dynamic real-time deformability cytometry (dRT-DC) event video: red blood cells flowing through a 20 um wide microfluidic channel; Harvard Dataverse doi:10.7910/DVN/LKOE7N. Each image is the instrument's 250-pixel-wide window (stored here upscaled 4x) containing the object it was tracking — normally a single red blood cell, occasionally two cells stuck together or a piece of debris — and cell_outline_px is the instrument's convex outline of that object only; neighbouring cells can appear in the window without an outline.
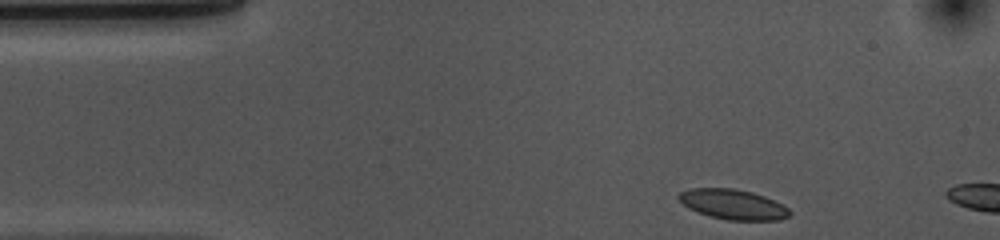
{"species": "common noctule bat (a hibernating species)", "species_latin": "Nyctalus noctula", "temperature_condition": "cold", "stored_images_in_passage": 4, "camera_frame_rate_fps": 3000, "um_per_image_px": 0.085, "animal": {"sex": "female", "body_mass_g": 10.0, "forearm_length_mm": 53.1}, "frame": {"image": 1, "passage_image": 1, "time_ms": 0.0, "image_size_px": [1000, 240], "cell_outline_px": [[788, 216], [772, 220], [732, 220], [712, 216], [700, 212], [684, 204], [680, 200], [680, 196], [684, 192], [696, 188], [728, 188], [748, 192], [772, 200], [780, 204], [788, 212]], "centroid_in_image_um": [62.29, 17.38], "position_along_channel_um": 22.7, "area_um2": 18.03}}